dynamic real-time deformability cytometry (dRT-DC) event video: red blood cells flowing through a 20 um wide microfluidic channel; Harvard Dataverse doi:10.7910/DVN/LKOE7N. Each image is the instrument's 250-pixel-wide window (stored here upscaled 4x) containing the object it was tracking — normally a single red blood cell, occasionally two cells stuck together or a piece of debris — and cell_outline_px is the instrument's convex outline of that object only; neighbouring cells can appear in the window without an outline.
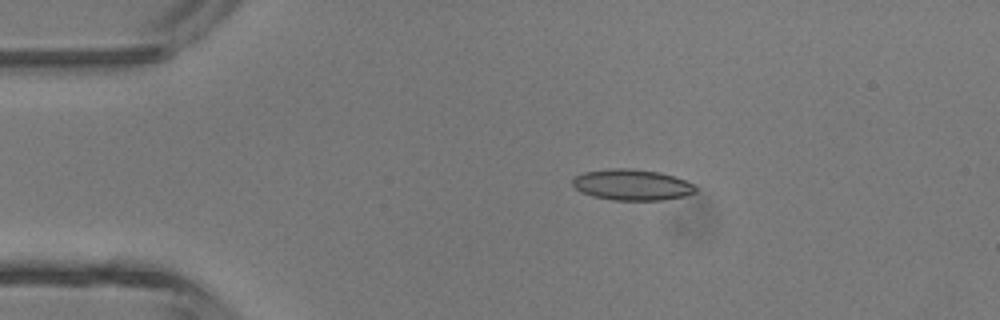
{"species": "common noctule bat (a hibernating species)", "species_latin": "Nyctalus noctula", "temperature_condition": "room temperature", "stored_images_in_passage": 4, "camera_frame_rate_fps": 3000, "um_per_image_px": 0.085, "animal": {"sex": "male", "body_mass_g": 13.3}, "frame": {"image": 1, "passage_image": 3, "time_ms": 2.333, "image_size_px": [1000, 320], "cell_outline_px": [[696, 192], [684, 196], [664, 200], [612, 200], [592, 196], [580, 192], [572, 184], [572, 180], [576, 176], [584, 172], [612, 168], [632, 168], [660, 172], [684, 180], [692, 184], [696, 188]], "centroid_in_image_um": [53.7, 15.71], "position_along_channel_um": 31.3, "area_um2": 22.2}}